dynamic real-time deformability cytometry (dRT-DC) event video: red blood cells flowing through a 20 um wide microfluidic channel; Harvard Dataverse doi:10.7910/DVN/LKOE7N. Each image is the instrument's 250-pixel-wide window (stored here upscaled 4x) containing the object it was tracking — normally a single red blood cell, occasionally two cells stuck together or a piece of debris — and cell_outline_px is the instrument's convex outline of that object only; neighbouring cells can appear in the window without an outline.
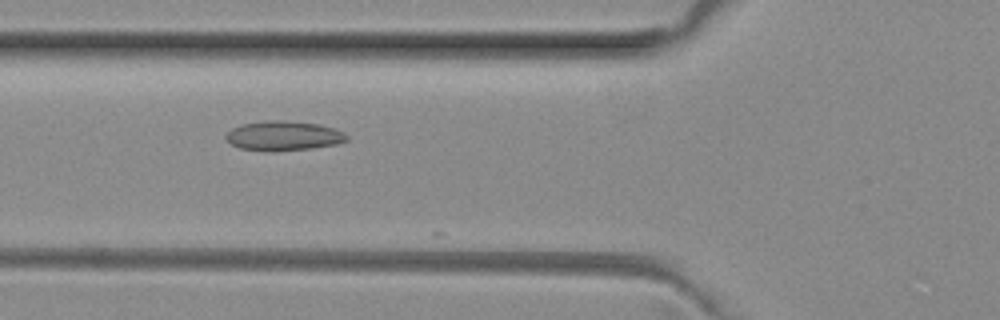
{"species": "common noctule bat (a hibernating species)", "species_latin": "Nyctalus noctula", "temperature_condition": "room temperature", "stored_images_in_passage": 7, "camera_frame_rate_fps": 3000, "um_per_image_px": 0.085, "animal": {"sex": "female", "body_mass_g": 29.2, "forearm_length_mm": 56.3}, "frame": {"image": 1, "passage_image": 5, "time_ms": 1.333, "image_size_px": [1000, 320], "cell_outline_px": [[348, 140], [336, 144], [312, 148], [272, 152], [268, 152], [240, 148], [232, 144], [224, 136], [232, 128], [240, 124], [268, 120], [284, 120], [320, 124], [336, 128], [344, 132], [348, 136]], "centroid_in_image_um": [24.12, 11.54], "position_along_channel_um": 101.7, "area_um2": 21.1}}
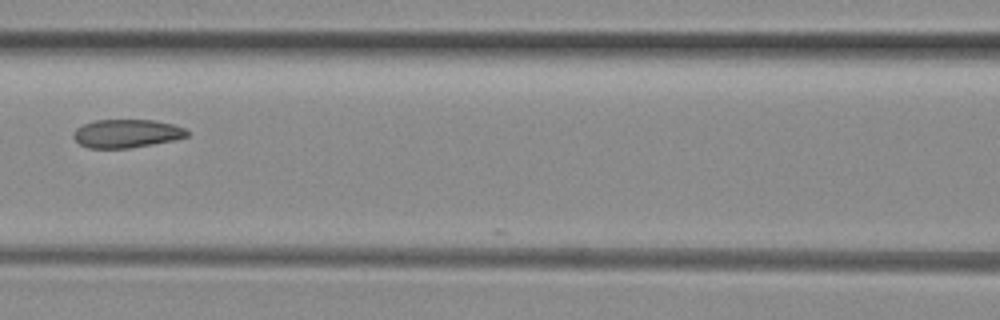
{"frame": {"image": 2, "passage_image": 6, "time_ms": 1.667, "image_size_px": [1000, 320], "cell_outline_px": [[188, 136], [176, 140], [128, 148], [88, 148], [80, 144], [72, 136], [76, 128], [84, 124], [96, 120], [156, 120], [172, 124], [184, 128], [188, 132]], "centroid_in_image_um": [10.77, 11.35], "position_along_channel_um": 155.8, "area_um2": 18.73}}
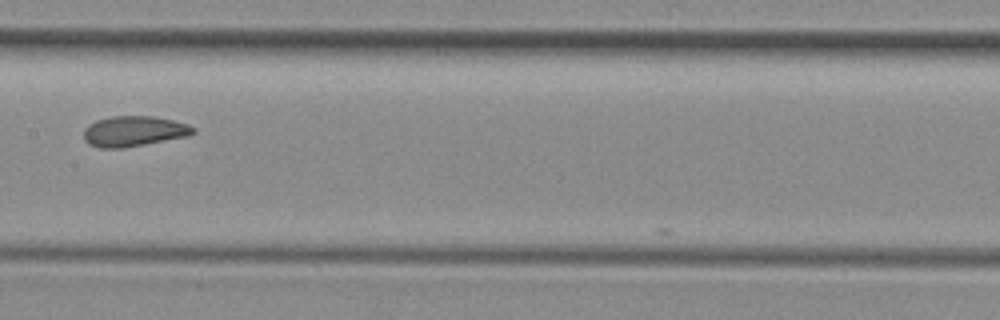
{"frame": {"image": 3, "passage_image": 7, "time_ms": 2.0, "image_size_px": [1000, 320], "cell_outline_px": [[196, 132], [188, 136], [124, 148], [100, 148], [88, 144], [84, 140], [84, 128], [88, 124], [96, 120], [112, 116], [152, 116], [172, 120], [188, 124], [196, 128]], "centroid_in_image_um": [11.36, 11.16], "position_along_channel_um": 196.0, "area_um2": 19.54}}